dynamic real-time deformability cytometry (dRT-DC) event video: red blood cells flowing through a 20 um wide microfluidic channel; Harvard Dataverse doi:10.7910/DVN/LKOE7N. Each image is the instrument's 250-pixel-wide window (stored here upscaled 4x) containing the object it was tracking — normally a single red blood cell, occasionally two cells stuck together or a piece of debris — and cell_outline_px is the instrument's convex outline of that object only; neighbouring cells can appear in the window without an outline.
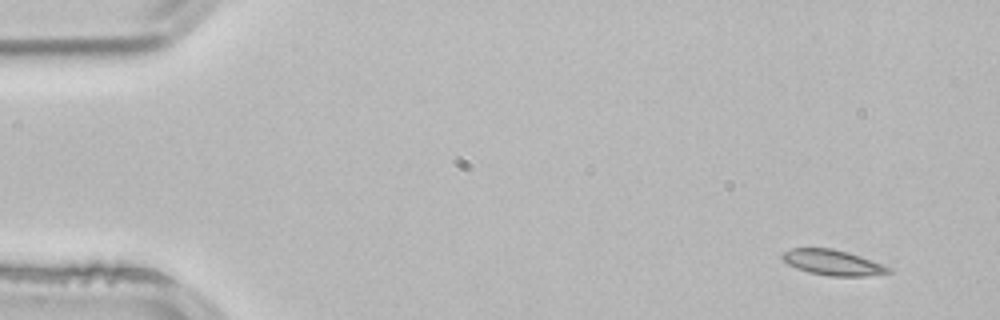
{"species": "common noctule bat (a hibernating species)", "species_latin": "Nyctalus noctula", "temperature_condition": "room temperature", "stored_images_in_passage": 4, "camera_frame_rate_fps": 3000, "um_per_image_px": 0.085, "animal": {"sex": "male", "body_mass_g": 21.5, "forearm_length_mm": 52.0}, "frame": {"image": 1, "passage_image": 1, "time_ms": 0.0, "image_size_px": [1000, 320], "cell_outline_px": [[892, 272], [868, 276], [828, 276], [808, 272], [796, 268], [788, 264], [780, 256], [784, 252], [792, 248], [832, 248], [848, 252], [860, 256], [892, 268]], "centroid_in_image_um": [70.78, 22.32], "position_along_channel_um": 14.2, "area_um2": 15.72}}
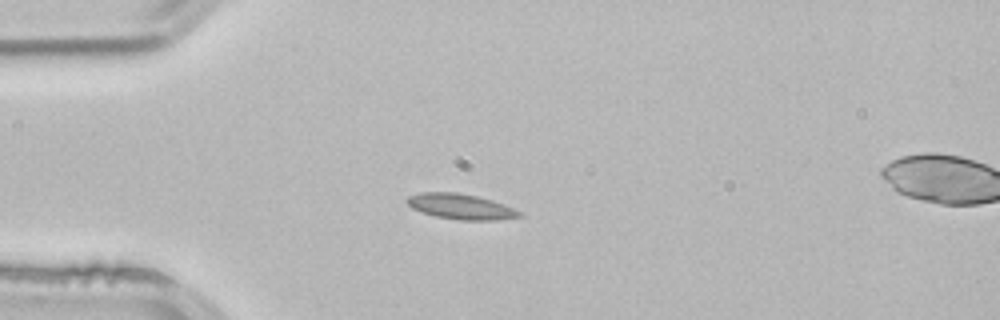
{"frame": {"image": 2, "passage_image": 3, "time_ms": 0.667, "image_size_px": [1000, 320], "cell_outline_px": [[524, 216], [496, 220], [460, 220], [436, 216], [420, 212], [412, 208], [404, 200], [408, 196], [420, 192], [456, 192], [480, 196], [504, 204], [524, 212]], "centroid_in_image_um": [39.19, 17.55], "position_along_channel_um": 45.8, "area_um2": 16.94}}